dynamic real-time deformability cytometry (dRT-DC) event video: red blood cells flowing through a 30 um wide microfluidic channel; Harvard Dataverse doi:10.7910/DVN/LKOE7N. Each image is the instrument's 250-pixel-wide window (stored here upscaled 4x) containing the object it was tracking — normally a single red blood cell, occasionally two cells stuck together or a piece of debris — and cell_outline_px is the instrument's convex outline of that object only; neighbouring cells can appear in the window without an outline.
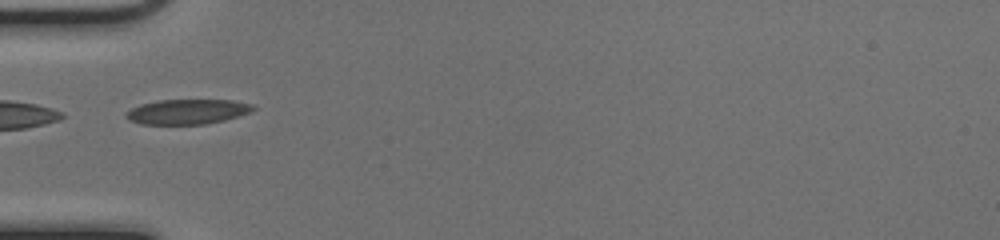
{"species": "common noctule bat (a hibernating species)", "species_latin": "Nyctalus noctula", "temperature_condition": "cold", "stored_images_in_passage": 33, "camera_frame_rate_fps": 3000, "um_per_image_px": 0.085, "animal": {"sex": "female", "body_mass_g": 17.0, "forearm_length_mm": 48.0}, "frame": {"image": 1, "passage_image": 1, "time_ms": 0.0, "image_size_px": [1000, 240], "cell_outline_px": [[256, 108], [248, 112], [224, 120], [204, 124], [140, 124], [132, 120], [128, 116], [128, 112], [132, 108], [140, 104], [160, 100], [232, 100], [252, 104]], "centroid_in_image_um": [15.95, 9.48], "position_along_channel_um": 69.0, "area_um2": 18.03}}
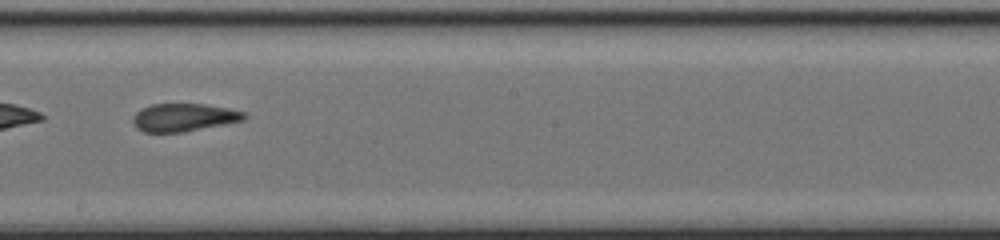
{"frame": {"image": 2, "passage_image": 13, "time_ms": 4.0, "image_size_px": [1000, 240], "cell_outline_px": [[248, 116], [244, 120], [184, 132], [144, 132], [136, 128], [132, 120], [136, 112], [140, 108], [152, 104], [204, 104], [228, 108], [244, 112]], "centroid_in_image_um": [15.61, 9.98], "position_along_channel_um": 232.6, "area_um2": 18.09}}
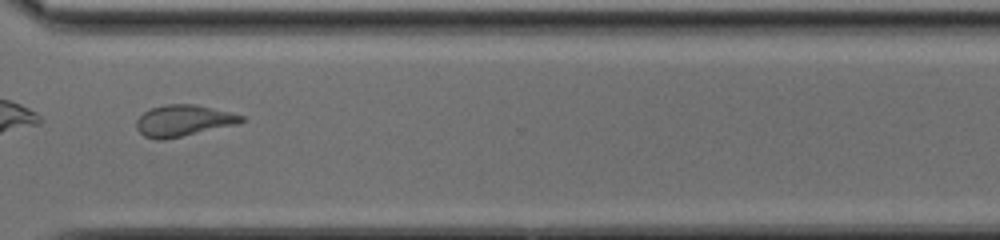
{"frame": {"image": 3, "passage_image": 22, "time_ms": 7.0, "image_size_px": [1000, 240], "cell_outline_px": [[244, 120], [236, 124], [164, 140], [156, 140], [144, 136], [136, 128], [136, 120], [144, 112], [152, 108], [164, 104], [196, 104], [244, 116]], "centroid_in_image_um": [15.54, 10.25], "position_along_channel_um": 355.1, "area_um2": 18.96}, "authors_computed_cell_mechanics": {"area_um2": 18.207, "velocity_mm_per_s": 4.0832, "shape_relaxation_time_tau1_ms": 9.572, "shape_relaxation_time_tau2_ms": 1.5444, "deformation_change_tau1": 0.2169, "deformation_change_tau2": 0.0802}}